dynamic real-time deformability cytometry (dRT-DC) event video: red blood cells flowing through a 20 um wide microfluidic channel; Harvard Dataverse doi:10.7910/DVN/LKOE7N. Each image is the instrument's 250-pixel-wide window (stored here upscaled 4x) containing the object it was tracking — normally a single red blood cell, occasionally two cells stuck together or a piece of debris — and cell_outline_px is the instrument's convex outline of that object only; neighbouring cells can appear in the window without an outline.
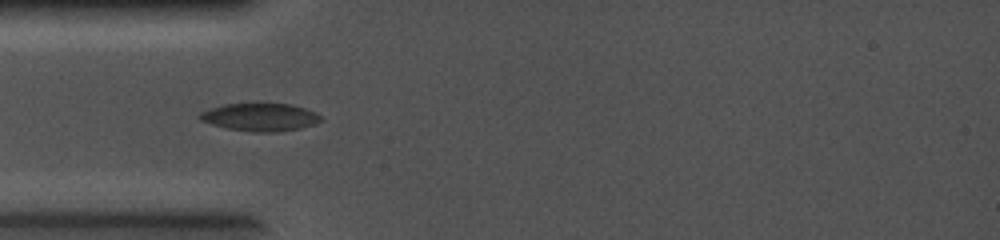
{"species": "common noctule bat (a hibernating species)", "species_latin": "Nyctalus noctula", "temperature_condition": "cold", "stored_images_in_passage": 2, "camera_frame_rate_fps": 5000, "um_per_image_px": 0.085, "animal": {"sex": "female", "body_mass_g": 19.0, "forearm_length_mm": 56.7}, "frame": {"image": 1, "passage_image": 2, "time_ms": 0.2, "image_size_px": [1000, 240], "cell_outline_px": [[324, 120], [316, 124], [300, 128], [276, 132], [252, 132], [228, 128], [212, 124], [200, 120], [196, 116], [200, 112], [208, 108], [224, 104], [292, 104], [316, 112]], "centroid_in_image_um": [22.11, 9.96], "position_along_channel_um": 62.9, "area_um2": 19.71}}